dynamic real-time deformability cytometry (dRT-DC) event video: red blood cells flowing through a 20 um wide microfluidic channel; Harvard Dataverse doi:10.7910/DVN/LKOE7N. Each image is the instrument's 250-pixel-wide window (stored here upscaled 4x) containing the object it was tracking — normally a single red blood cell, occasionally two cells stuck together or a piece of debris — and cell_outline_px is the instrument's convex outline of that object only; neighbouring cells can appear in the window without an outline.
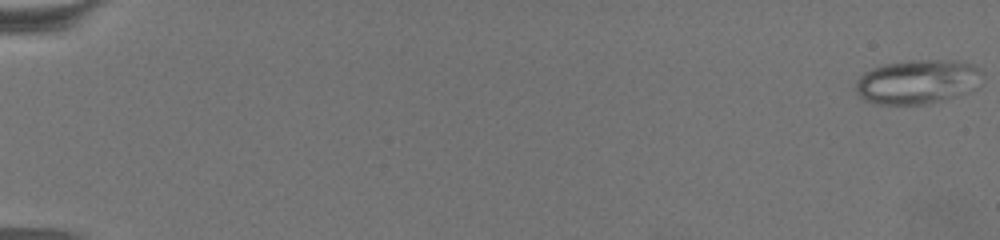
{"species": "common noctule bat (a hibernating species)", "species_latin": "Nyctalus noctula", "temperature_condition": "warm", "stored_images_in_passage": 69, "camera_frame_rate_fps": 3000, "um_per_image_px": 0.085, "animal": {"sex": "female", "body_mass_g": 19.5, "forearm_length_mm": 54.1}, "frame": {"image": 1, "passage_image": 1, "time_ms": 0.0, "image_size_px": [1000, 240], "cell_outline_px": [[984, 72], [968, 92], [928, 104], [876, 104], [864, 100], [856, 92], [856, 80], [864, 72], [872, 68], [884, 64], [912, 60], [956, 60], [972, 64], [980, 68]], "centroid_in_image_um": [77.94, 6.94], "position_along_channel_um": 7.1, "area_um2": 32.48}}
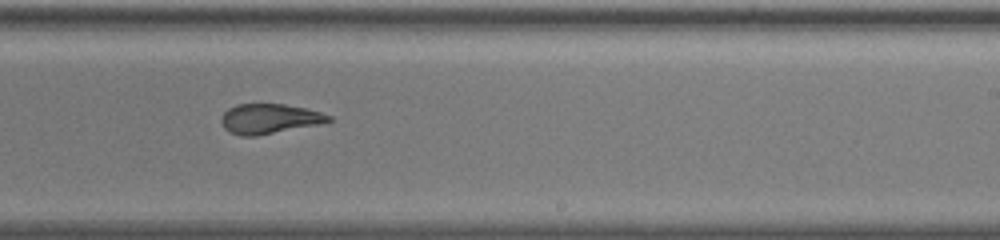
{"frame": {"image": 2, "passage_image": 45, "time_ms": 14.667, "image_size_px": [1000, 240], "cell_outline_px": [[332, 120], [320, 124], [256, 136], [240, 136], [224, 128], [220, 120], [224, 112], [228, 108], [236, 104], [284, 104], [304, 108], [320, 112], [332, 116]], "centroid_in_image_um": [22.88, 10.09], "position_along_channel_um": 266.1, "area_um2": 18.61}}
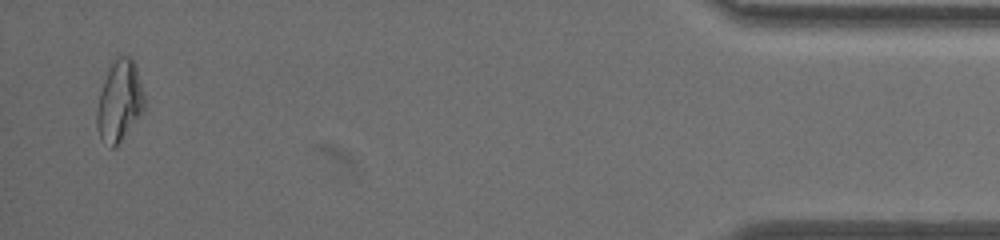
{"frame": {"image": 3, "passage_image": 67, "time_ms": 22.0, "image_size_px": [1000, 240], "cell_outline_px": [[144, 108], [120, 140], [112, 148], [100, 136], [96, 128], [96, 112], [100, 92], [104, 80], [116, 56], [132, 56], [136, 68], [144, 96]], "centroid_in_image_um": [10.13, 8.54], "position_along_channel_um": 425.1, "area_um2": 21.62}, "authors_computed_cell_mechanics": {"area_um2": 21.0392, "velocity_mm_per_s": 3.1602, "shape_relaxation_time_tau1_ms": null, "shape_relaxation_time_tau2_ms": 2.1348, "deformation_change_tau1": null, "deformation_change_tau2": 0.0764}}